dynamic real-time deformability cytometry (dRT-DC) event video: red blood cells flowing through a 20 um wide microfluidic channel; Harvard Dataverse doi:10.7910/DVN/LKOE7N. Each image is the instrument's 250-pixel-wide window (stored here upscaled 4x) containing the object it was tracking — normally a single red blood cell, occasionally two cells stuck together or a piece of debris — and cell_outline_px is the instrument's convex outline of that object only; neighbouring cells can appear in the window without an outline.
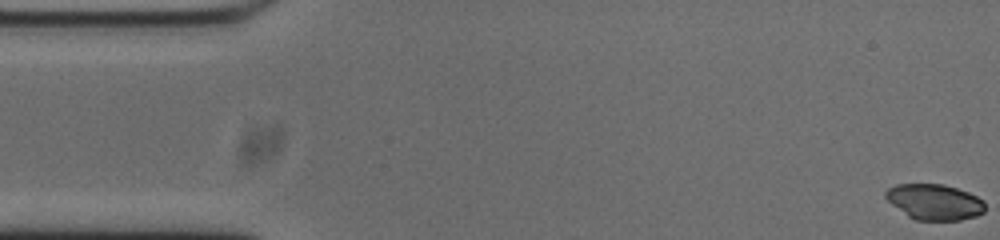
{"species": "common noctule bat (a hibernating species)", "species_latin": "Nyctalus noctula", "temperature_condition": "cold", "stored_images_in_passage": 54, "camera_frame_rate_fps": 3000, "um_per_image_px": 0.085, "animal": {"sex": "male", "body_mass_g": 20.0, "forearm_length_mm": 53.3}, "frame": {"image": 1, "passage_image": 1, "time_ms": 0.0, "image_size_px": [1000, 240], "cell_outline_px": [[984, 212], [976, 216], [960, 220], [916, 220], [908, 216], [892, 204], [884, 196], [884, 192], [888, 188], [896, 184], [944, 184], [968, 192], [984, 200]], "centroid_in_image_um": [79.43, 17.16], "position_along_channel_um": 5.6, "area_um2": 20.63}}
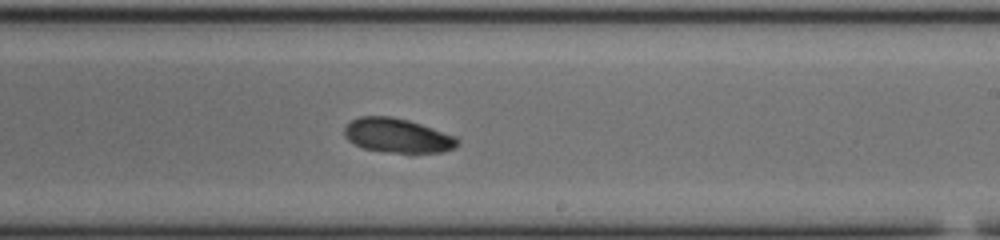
{"frame": {"image": 2, "passage_image": 31, "time_ms": 10.0, "image_size_px": [1000, 240], "cell_outline_px": [[460, 144], [456, 148], [444, 152], [412, 156], [364, 148], [352, 144], [344, 136], [344, 128], [352, 120], [360, 116], [392, 116], [408, 120], [456, 136], [460, 140]], "centroid_in_image_um": [33.85, 11.58], "position_along_channel_um": 255.2, "area_um2": 23.47}}
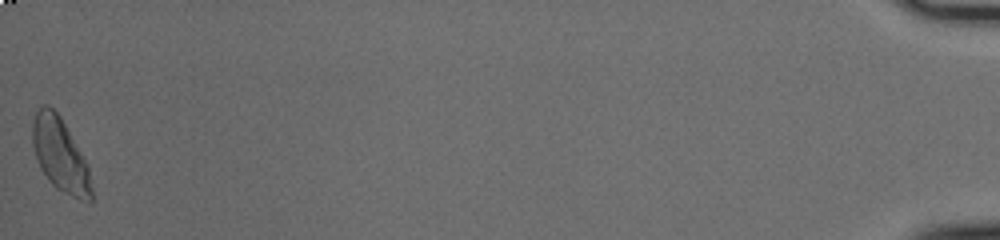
{"frame": {"image": 3, "passage_image": 54, "time_ms": 17.667, "image_size_px": [1000, 240], "cell_outline_px": [[92, 200], [80, 200], [56, 188], [48, 180], [40, 168], [36, 160], [32, 144], [32, 120], [36, 112], [44, 104], [48, 104], [60, 116], [88, 164], [92, 188]], "centroid_in_image_um": [5.1, 13.16], "position_along_channel_um": 430.1, "area_um2": 25.26}}